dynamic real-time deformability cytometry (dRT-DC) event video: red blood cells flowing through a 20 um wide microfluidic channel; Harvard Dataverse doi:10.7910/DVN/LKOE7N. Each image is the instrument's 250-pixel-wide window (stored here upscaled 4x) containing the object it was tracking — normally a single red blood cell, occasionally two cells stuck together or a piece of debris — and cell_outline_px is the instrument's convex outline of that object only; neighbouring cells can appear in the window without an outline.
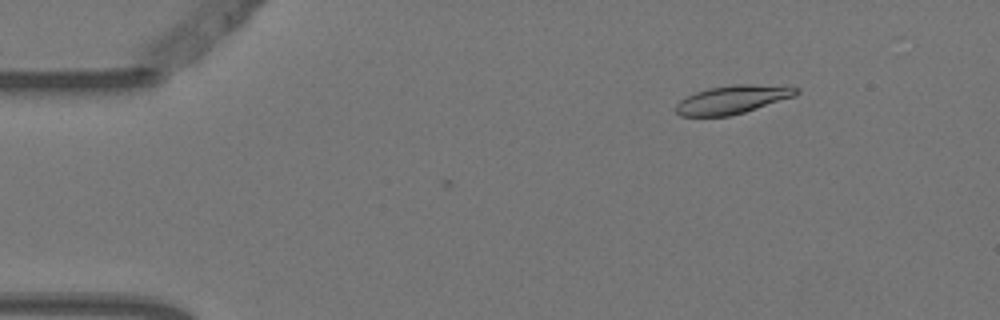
{"species": "Egyptian fruit bat (a non-hibernating species)", "species_latin": "Rousettus aegyptiacus", "temperature_condition": "warm", "stored_images_in_passage": 3, "camera_frame_rate_fps": 3000, "um_per_image_px": 0.085, "animal": {"sex": "female"}, "frame": {"image": 1, "passage_image": 3, "time_ms": 0.667, "image_size_px": [1000, 320], "cell_outline_px": [[800, 92], [796, 96], [744, 112], [728, 116], [680, 116], [676, 112], [676, 104], [680, 100], [696, 92], [708, 88], [732, 84], [752, 84], [800, 88]], "centroid_in_image_um": [62.26, 8.46], "position_along_channel_um": 22.7, "area_um2": 19.77}}